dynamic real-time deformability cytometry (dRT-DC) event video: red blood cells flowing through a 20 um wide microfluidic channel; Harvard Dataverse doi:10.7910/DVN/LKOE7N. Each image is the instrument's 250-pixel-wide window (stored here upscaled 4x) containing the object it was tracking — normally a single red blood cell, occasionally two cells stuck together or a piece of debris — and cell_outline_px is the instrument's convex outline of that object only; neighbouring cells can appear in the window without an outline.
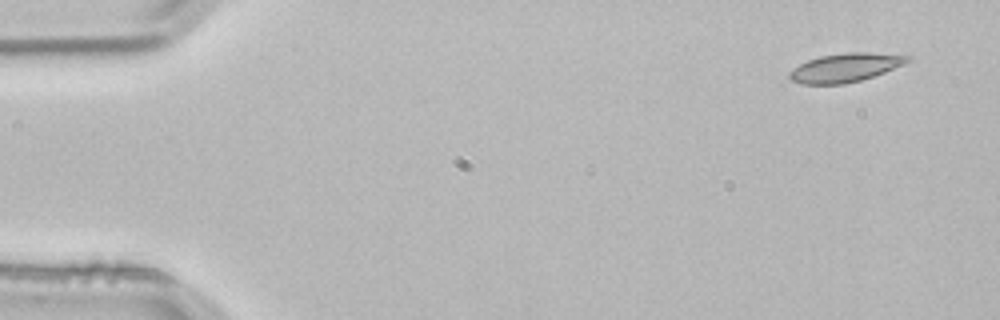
{"species": "common noctule bat (a hibernating species)", "species_latin": "Nyctalus noctula", "temperature_condition": "room temperature", "stored_images_in_passage": 3, "camera_frame_rate_fps": 3000, "um_per_image_px": 0.085, "animal": {"sex": "male", "body_mass_g": 21.5, "forearm_length_mm": 52.0}, "frame": {"image": 1, "passage_image": 1, "time_ms": 0.0, "image_size_px": [1000, 320], "cell_outline_px": [[912, 60], [904, 64], [884, 72], [860, 80], [844, 84], [800, 84], [792, 80], [788, 76], [788, 72], [792, 68], [808, 60], [820, 56], [848, 52], [872, 52], [912, 56]], "centroid_in_image_um": [71.85, 5.74], "position_along_channel_um": 13.2, "area_um2": 19.77}}
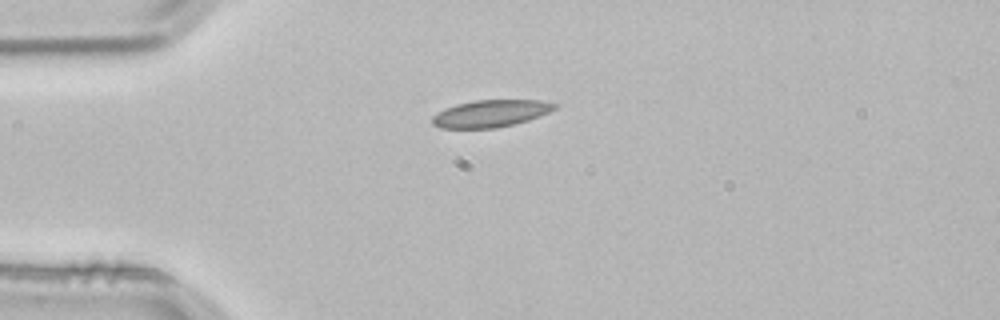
{"frame": {"image": 2, "passage_image": 3, "time_ms": 0.667, "image_size_px": [1000, 320], "cell_outline_px": [[560, 104], [556, 108], [540, 116], [528, 120], [496, 128], [440, 128], [432, 124], [432, 116], [444, 108], [456, 104], [472, 100], [540, 100]], "centroid_in_image_um": [41.7, 9.64], "position_along_channel_um": 43.3, "area_um2": 19.42}}